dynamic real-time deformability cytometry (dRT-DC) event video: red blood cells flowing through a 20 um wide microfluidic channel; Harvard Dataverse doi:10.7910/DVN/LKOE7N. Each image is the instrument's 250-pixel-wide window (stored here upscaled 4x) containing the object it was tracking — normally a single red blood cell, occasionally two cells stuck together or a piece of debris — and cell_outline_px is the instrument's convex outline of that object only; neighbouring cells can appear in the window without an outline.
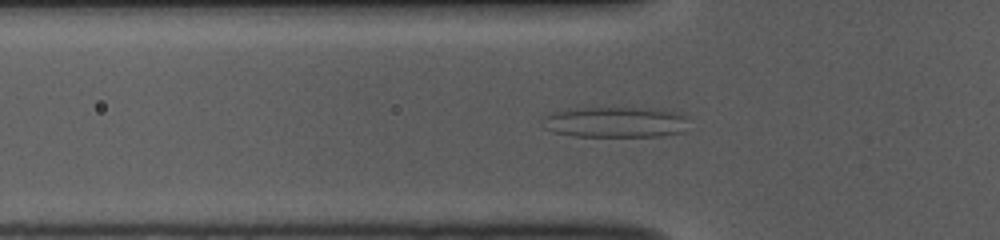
{"species": "common noctule bat (a hibernating species)", "species_latin": "Nyctalus noctula", "temperature_condition": "room temperature", "stored_images_in_passage": 55, "camera_frame_rate_fps": 3000, "um_per_image_px": 0.085, "animal": {"sex": "female", "body_mass_g": 10.0, "forearm_length_mm": 53.1}, "frame": {"image": 1, "passage_image": 17, "time_ms": 5.333, "image_size_px": [1000, 240], "cell_outline_px": [[684, 132], [660, 136], [576, 136], [552, 132], [544, 128], [540, 120], [544, 116], [552, 112], [584, 108], [652, 108], [684, 112]], "centroid_in_image_um": [52.28, 10.38], "position_along_channel_um": 73.5, "area_um2": 26.18}}
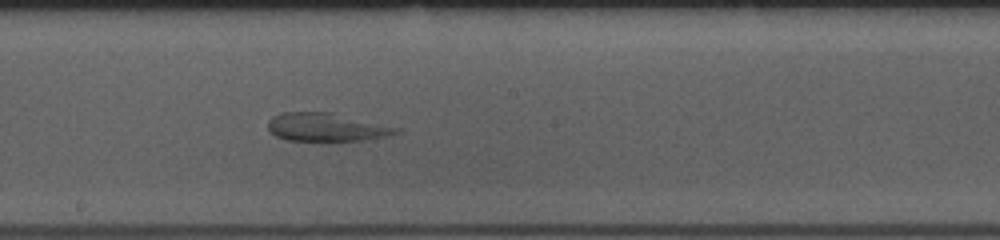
{"frame": {"image": 2, "passage_image": 29, "time_ms": 9.333, "image_size_px": [1000, 240], "cell_outline_px": [[400, 132], [384, 136], [364, 140], [328, 144], [288, 140], [276, 136], [268, 128], [268, 120], [272, 116], [280, 112], [332, 112], [400, 128]], "centroid_in_image_um": [27.71, 10.85], "position_along_channel_um": 220.5, "area_um2": 21.96}}
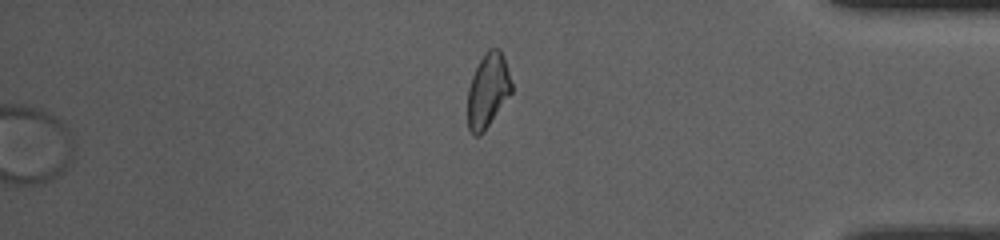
{"frame": {"image": 3, "passage_image": 55, "time_ms": 18.0, "image_size_px": [1000, 240], "cell_outline_px": [[512, 92], [484, 132], [480, 136], [472, 136], [468, 128], [468, 88], [472, 76], [484, 52], [488, 48], [500, 48], [512, 84]], "centroid_in_image_um": [41.45, 7.72], "position_along_channel_um": 393.7, "area_um2": 18.96}}